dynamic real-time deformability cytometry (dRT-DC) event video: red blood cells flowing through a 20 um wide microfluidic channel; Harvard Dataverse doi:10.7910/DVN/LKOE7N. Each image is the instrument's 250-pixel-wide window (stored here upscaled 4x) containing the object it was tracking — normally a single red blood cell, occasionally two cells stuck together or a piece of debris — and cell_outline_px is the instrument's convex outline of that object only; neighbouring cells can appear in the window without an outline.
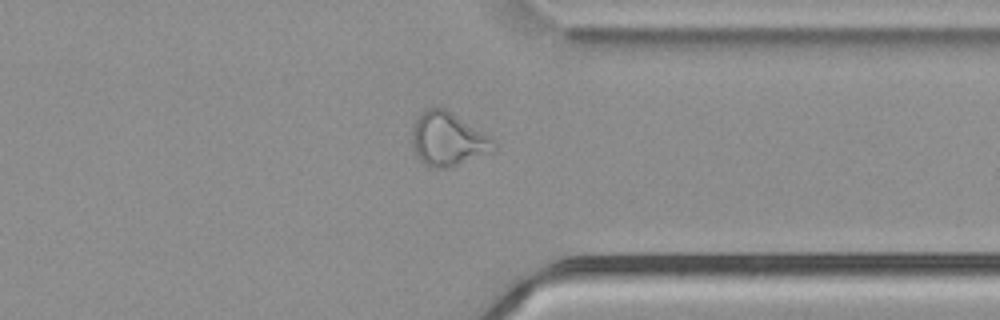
{"species": "common noctule bat (a hibernating species)", "species_latin": "Nyctalus noctula", "temperature_condition": "cold", "stored_images_in_passage": 54, "camera_frame_rate_fps": 3000, "um_per_image_px": 0.085, "animal": {"sex": "male", "body_mass_g": 21.5, "forearm_length_mm": 52.0}, "frame": {"image": 1, "passage_image": 42, "time_ms": 13.667, "image_size_px": [1000, 320], "cell_outline_px": [[496, 148], [492, 152], [448, 168], [428, 168], [412, 152], [412, 128], [416, 116], [428, 108], [436, 104], [452, 112], [492, 136], [496, 140]], "centroid_in_image_um": [38.06, 11.81], "position_along_channel_um": 373.3, "area_um2": 26.3}}
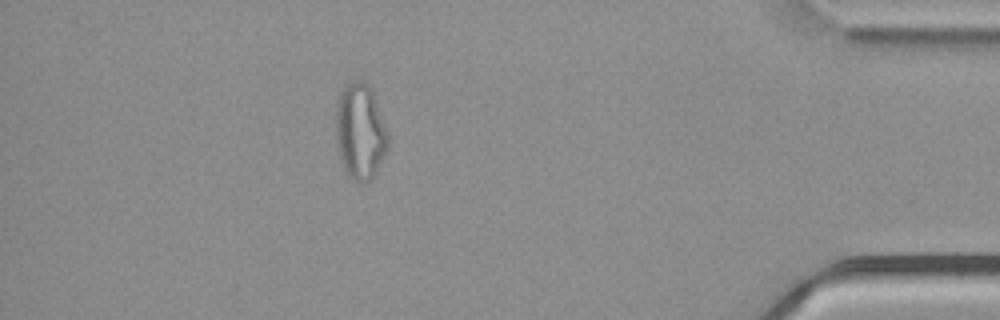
{"frame": {"image": 2, "passage_image": 48, "time_ms": 15.667, "image_size_px": [1000, 320], "cell_outline_px": [[388, 148], [372, 176], [368, 180], [356, 180], [348, 176], [344, 168], [340, 156], [336, 140], [336, 104], [340, 92], [344, 84], [348, 80], [364, 80], [372, 88], [388, 132]], "centroid_in_image_um": [30.6, 11.06], "position_along_channel_um": 404.6, "area_um2": 29.13}, "authors_computed_cell_mechanics": {"area_um2": 28.2064, "velocity_mm_per_s": 3.7969, "shape_relaxation_time_tau1_ms": null, "shape_relaxation_time_tau2_ms": 2.2471, "deformation_change_tau1": null, "deformation_change_tau2": 0.1091}}